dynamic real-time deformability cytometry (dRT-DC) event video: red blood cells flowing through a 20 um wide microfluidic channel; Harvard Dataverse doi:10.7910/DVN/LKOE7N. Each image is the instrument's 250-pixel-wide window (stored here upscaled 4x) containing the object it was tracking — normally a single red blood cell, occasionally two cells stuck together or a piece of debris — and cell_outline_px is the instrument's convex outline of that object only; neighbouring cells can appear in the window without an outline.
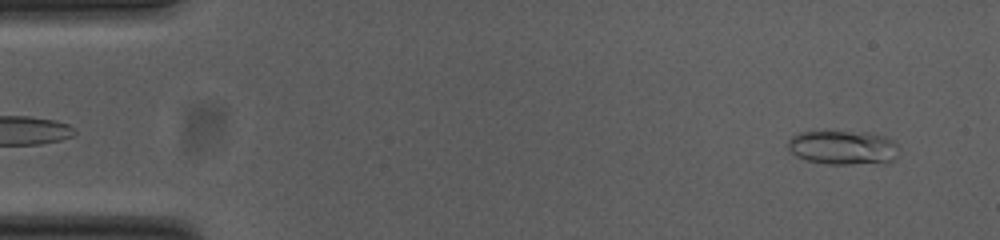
{"species": "common noctule bat (a hibernating species)", "species_latin": "Nyctalus noctula", "temperature_condition": "cold", "stored_images_in_passage": 52, "camera_frame_rate_fps": 3000, "um_per_image_px": 0.085, "animal": {"sex": "female", "body_mass_g": 23.0, "forearm_length_mm": 53.4}, "frame": {"image": 1, "passage_image": 3, "time_ms": 0.667, "image_size_px": [1000, 240], "cell_outline_px": [[900, 148], [896, 156], [892, 160], [884, 164], [828, 164], [808, 160], [796, 156], [788, 148], [788, 140], [792, 136], [800, 132], [864, 132], [880, 136], [892, 140]], "centroid_in_image_um": [71.68, 12.56], "position_along_channel_um": 13.3, "area_um2": 22.02}}
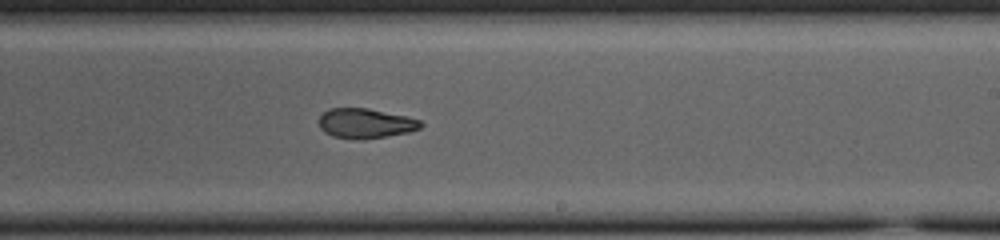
{"frame": {"image": 2, "passage_image": 31, "time_ms": 10.0, "image_size_px": [1000, 240], "cell_outline_px": [[424, 124], [420, 128], [408, 132], [364, 140], [332, 136], [324, 132], [320, 128], [320, 116], [328, 108], [368, 108], [404, 116], [420, 120]], "centroid_in_image_um": [31.05, 10.49], "position_along_channel_um": 257.9, "area_um2": 17.57}}
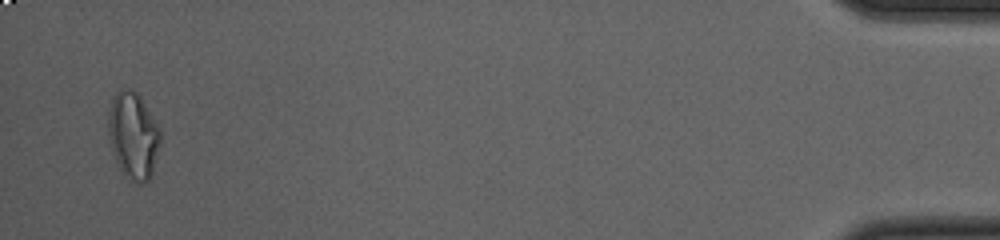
{"frame": {"image": 3, "passage_image": 51, "time_ms": 16.667, "image_size_px": [1000, 240], "cell_outline_px": [[160, 144], [152, 172], [148, 180], [140, 184], [136, 184], [128, 180], [124, 176], [112, 152], [108, 136], [108, 112], [112, 96], [120, 88], [128, 88], [136, 92], [140, 96], [160, 128]], "centroid_in_image_um": [11.3, 11.51], "position_along_channel_um": 423.9, "area_um2": 26.59}, "authors_computed_cell_mechanics": {"area_um2": 19.3919, "velocity_mm_per_s": 3.8044, "shape_relaxation_time_tau1_ms": null, "shape_relaxation_time_tau2_ms": 2.7556, "deformation_change_tau1": null, "deformation_change_tau2": 0.0978}}